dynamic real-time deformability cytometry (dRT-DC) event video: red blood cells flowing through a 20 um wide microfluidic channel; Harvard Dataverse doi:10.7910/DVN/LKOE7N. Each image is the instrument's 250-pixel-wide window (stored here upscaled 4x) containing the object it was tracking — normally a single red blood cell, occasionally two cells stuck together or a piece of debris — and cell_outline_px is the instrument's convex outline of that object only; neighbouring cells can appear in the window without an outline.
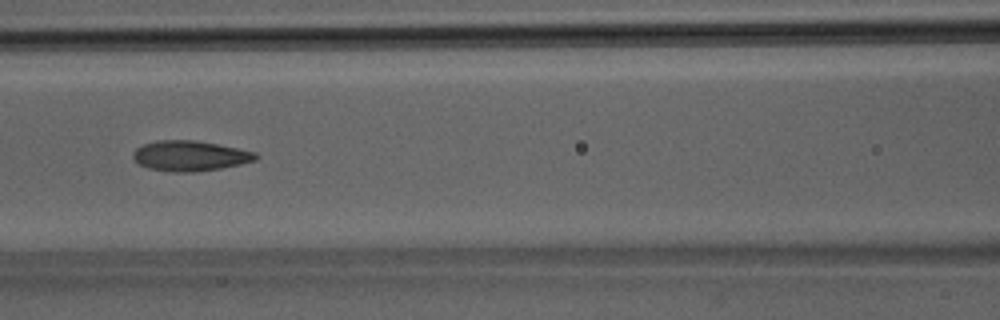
{"species": "Egyptian fruit bat (a non-hibernating species)", "species_latin": "Rousettus aegyptiacus", "temperature_condition": "room temperature", "stored_images_in_passage": 39, "camera_frame_rate_fps": 3000, "um_per_image_px": 0.085, "animal": {"sex": "male"}, "frame": {"image": 1, "passage_image": 18, "time_ms": 5.667, "image_size_px": [1000, 320], "cell_outline_px": [[260, 156], [256, 160], [240, 164], [220, 168], [192, 172], [172, 172], [148, 168], [140, 164], [132, 156], [132, 152], [136, 148], [144, 144], [156, 140], [196, 140], [256, 152]], "centroid_in_image_um": [16.14, 13.24], "position_along_channel_um": 150.5, "area_um2": 21.56}}
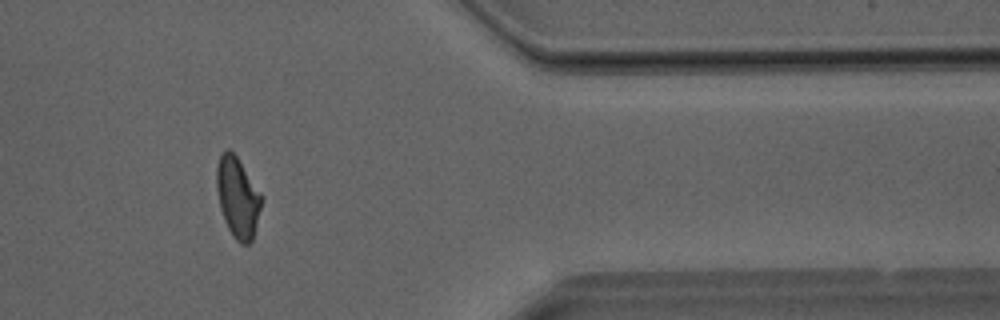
{"frame": {"image": 2, "passage_image": 33, "time_ms": 10.667, "image_size_px": [1000, 320], "cell_outline_px": [[264, 196], [252, 240], [248, 244], [240, 244], [232, 236], [224, 220], [220, 208], [216, 188], [216, 168], [220, 156], [228, 148], [236, 156]], "centroid_in_image_um": [20.21, 16.8], "position_along_channel_um": 391.2, "area_um2": 21.1}}
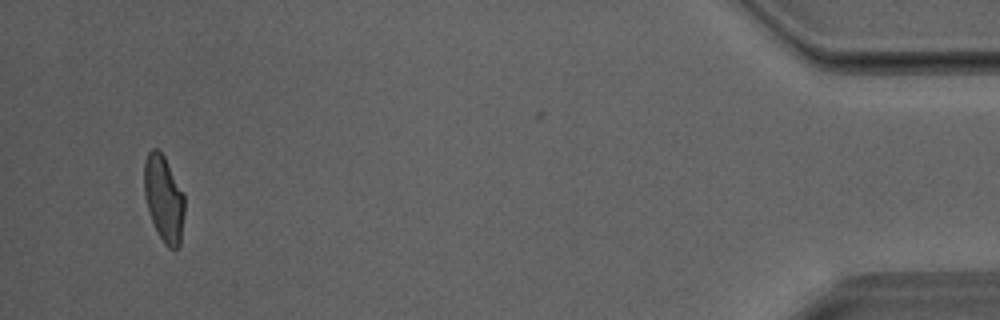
{"frame": {"image": 3, "passage_image": 38, "time_ms": 12.333, "image_size_px": [1000, 320], "cell_outline_px": [[184, 212], [180, 244], [176, 252], [168, 248], [164, 244], [152, 220], [144, 196], [144, 160], [148, 152], [152, 148], [156, 148], [164, 156], [184, 196]], "centroid_in_image_um": [13.92, 16.9], "position_along_channel_um": 421.3, "area_um2": 20.11}}